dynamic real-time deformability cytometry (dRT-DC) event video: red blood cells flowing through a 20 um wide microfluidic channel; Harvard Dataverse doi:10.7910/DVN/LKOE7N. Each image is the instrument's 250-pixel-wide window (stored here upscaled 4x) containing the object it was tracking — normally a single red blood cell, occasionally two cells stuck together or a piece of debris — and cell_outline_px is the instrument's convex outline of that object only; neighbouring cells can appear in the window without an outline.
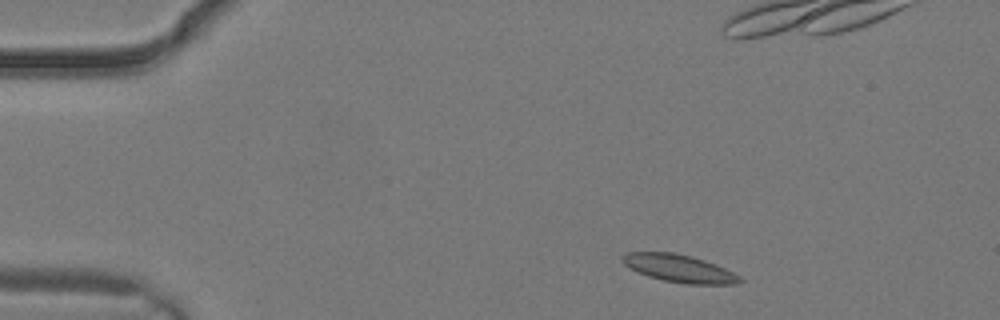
{"species": "common noctule bat (a hibernating species)", "species_latin": "Nyctalus noctula", "temperature_condition": "warm", "stored_images_in_passage": 3, "camera_frame_rate_fps": 3000, "um_per_image_px": 0.085, "animal": {"sex": "male", "body_mass_g": 19.2, "forearm_length_mm": 51.8}, "frame": {"image": 1, "passage_image": 1, "time_ms": 0.0, "image_size_px": [1000, 320], "cell_outline_px": [[744, 280], [736, 284], [688, 284], [664, 280], [648, 276], [624, 264], [620, 260], [620, 256], [628, 252], [672, 252], [692, 256], [716, 264], [740, 276]], "centroid_in_image_um": [57.74, 22.8], "position_along_channel_um": 27.3, "area_um2": 18.79}}